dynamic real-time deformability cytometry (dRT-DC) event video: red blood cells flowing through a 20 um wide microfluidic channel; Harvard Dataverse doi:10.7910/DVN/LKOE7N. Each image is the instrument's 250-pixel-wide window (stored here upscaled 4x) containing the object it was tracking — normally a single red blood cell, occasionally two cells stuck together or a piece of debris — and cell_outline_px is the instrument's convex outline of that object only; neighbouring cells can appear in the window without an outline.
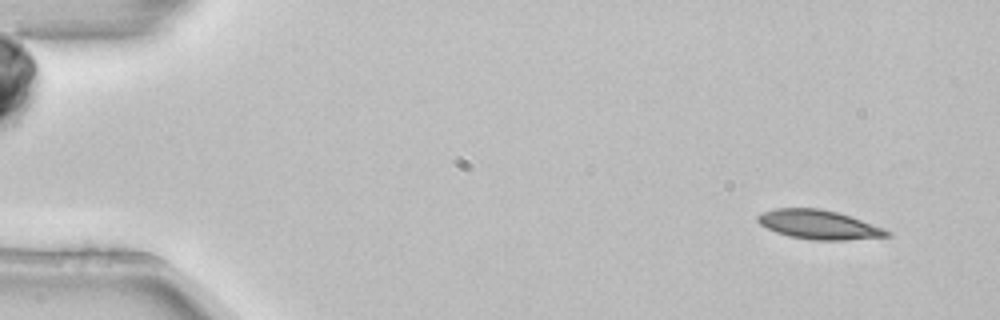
{"species": "common noctule bat (a hibernating species)", "species_latin": "Nyctalus noctula", "temperature_condition": "room temperature", "stored_images_in_passage": 3, "camera_frame_rate_fps": 3000, "um_per_image_px": 0.085, "animal": {"sex": "female", "body_mass_g": 22.7, "forearm_length_mm": 54.2}, "frame": {"image": 1, "passage_image": 1, "time_ms": 0.0, "image_size_px": [1000, 320], "cell_outline_px": [[892, 236], [844, 240], [812, 240], [788, 236], [776, 232], [760, 224], [756, 220], [756, 216], [764, 212], [776, 208], [820, 208], [836, 212], [884, 228], [892, 232]], "centroid_in_image_um": [69.6, 19.1], "position_along_channel_um": 15.4, "area_um2": 21.79}}